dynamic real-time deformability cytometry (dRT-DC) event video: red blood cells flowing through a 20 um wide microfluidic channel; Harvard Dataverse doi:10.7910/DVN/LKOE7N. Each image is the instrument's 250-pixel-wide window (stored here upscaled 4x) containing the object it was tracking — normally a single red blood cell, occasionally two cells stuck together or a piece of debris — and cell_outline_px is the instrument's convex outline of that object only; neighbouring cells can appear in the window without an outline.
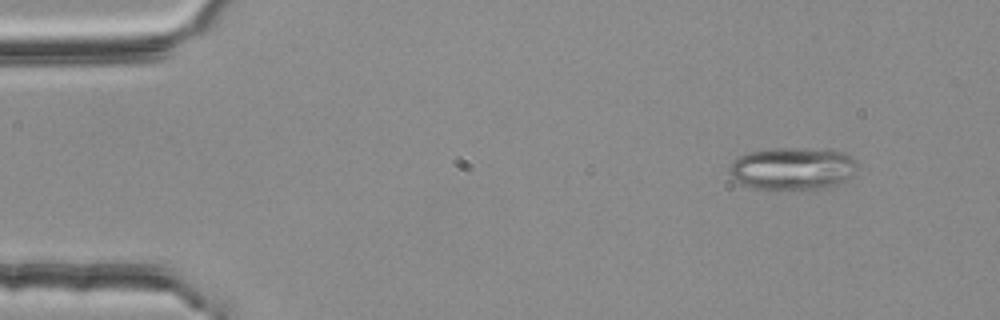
{"species": "common noctule bat (a hibernating species)", "species_latin": "Nyctalus noctula", "temperature_condition": "room temperature", "stored_images_in_passage": 20, "camera_frame_rate_fps": 3000, "um_per_image_px": 0.085, "animal": {"sex": "female", "body_mass_g": 25.1}, "frame": {"image": 1, "passage_image": 6, "time_ms": 1.667, "image_size_px": [1000, 320], "cell_outline_px": [[856, 168], [852, 176], [840, 184], [828, 188], [752, 188], [732, 180], [728, 172], [728, 168], [732, 160], [748, 152], [776, 148], [828, 148], [852, 156], [856, 160]], "centroid_in_image_um": [67.36, 14.31], "position_along_channel_um": 17.6, "area_um2": 31.96}}